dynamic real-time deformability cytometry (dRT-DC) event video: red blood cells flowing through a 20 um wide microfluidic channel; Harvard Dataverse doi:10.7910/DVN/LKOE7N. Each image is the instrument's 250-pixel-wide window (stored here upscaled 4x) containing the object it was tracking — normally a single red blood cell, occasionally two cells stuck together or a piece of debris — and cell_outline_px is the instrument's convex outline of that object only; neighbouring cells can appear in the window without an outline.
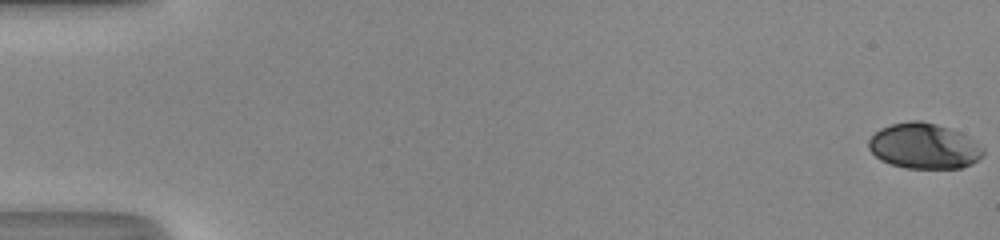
{"species": "human", "species_latin": "Homo sapiens", "temperature_condition": "room temperature", "stored_images_in_passage": 50, "camera_frame_rate_fps": 3000, "um_per_image_px": 0.085, "donor": {"sex": "male"}, "frame": {"image": 1, "passage_image": 1, "time_ms": 0.0, "image_size_px": [1000, 240], "cell_outline_px": [[984, 156], [972, 164], [960, 168], [908, 168], [892, 164], [880, 160], [868, 148], [868, 140], [880, 128], [892, 124], [912, 120], [920, 120], [936, 124], [960, 132], [984, 148]], "centroid_in_image_um": [78.55, 12.42], "position_along_channel_um": 6.5, "area_um2": 30.29}}
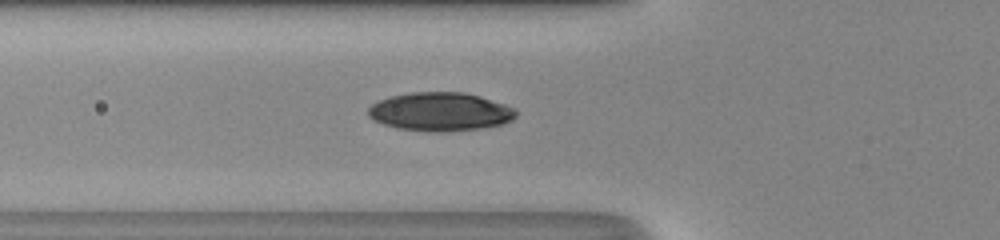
{"frame": {"image": 2, "passage_image": 20, "time_ms": 6.333, "image_size_px": [1000, 240], "cell_outline_px": [[516, 116], [512, 120], [504, 124], [484, 128], [444, 132], [428, 132], [396, 128], [372, 120], [368, 116], [368, 108], [372, 104], [380, 100], [392, 96], [412, 92], [464, 92], [480, 96], [504, 104], [512, 108], [516, 112]], "centroid_in_image_um": [37.41, 9.51], "position_along_channel_um": 88.4, "area_um2": 33.35}}
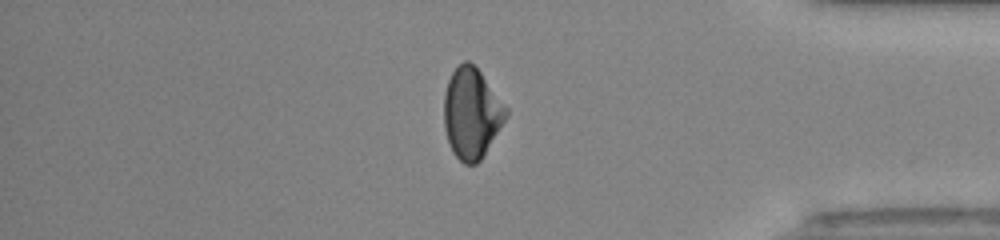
{"frame": {"image": 3, "passage_image": 43, "time_ms": 14.0, "image_size_px": [1000, 240], "cell_outline_px": [[508, 116], [480, 160], [476, 164], [464, 164], [452, 152], [444, 128], [444, 92], [448, 80], [452, 72], [464, 60], [468, 60], [480, 72], [508, 108]], "centroid_in_image_um": [40.08, 9.63], "position_along_channel_um": 395.1, "area_um2": 32.54}, "authors_computed_cell_mechanics": {"area_um2": 32.3102, "velocity_mm_per_s": 4.3238, "shape_relaxation_time_tau1_ms": 6.9, "shape_relaxation_time_tau2_ms": 1.5299, "deformation_change_tau1": 0.1884, "deformation_change_tau2": 0.0419}}